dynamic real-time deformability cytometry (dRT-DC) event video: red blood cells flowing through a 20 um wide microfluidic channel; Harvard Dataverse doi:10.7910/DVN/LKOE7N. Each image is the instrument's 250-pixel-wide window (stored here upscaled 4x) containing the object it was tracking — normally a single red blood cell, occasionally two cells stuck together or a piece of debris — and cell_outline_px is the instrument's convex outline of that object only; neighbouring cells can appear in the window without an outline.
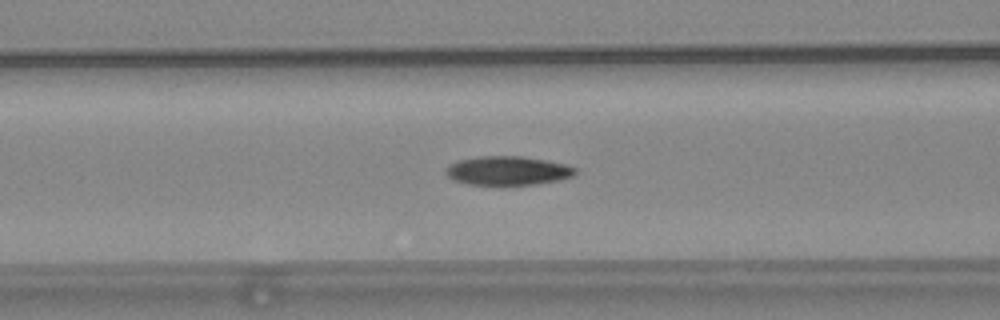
{"species": "common noctule bat (a hibernating species)", "species_latin": "Nyctalus noctula", "temperature_condition": "warm", "stored_images_in_passage": 39, "camera_frame_rate_fps": 3000, "um_per_image_px": 0.085, "animal": {"sex": "female", "body_mass_g": 24.6, "forearm_length_mm": 56.2}, "frame": {"image": 1, "passage_image": 6, "time_ms": 1.667, "image_size_px": [1000, 320], "cell_outline_px": [[580, 172], [572, 176], [560, 180], [536, 184], [468, 184], [452, 180], [444, 172], [448, 164], [460, 160], [480, 156], [520, 156], [544, 160], [564, 164], [576, 168]], "centroid_in_image_um": [43.15, 14.5], "position_along_channel_um": 123.4, "area_um2": 21.73}}
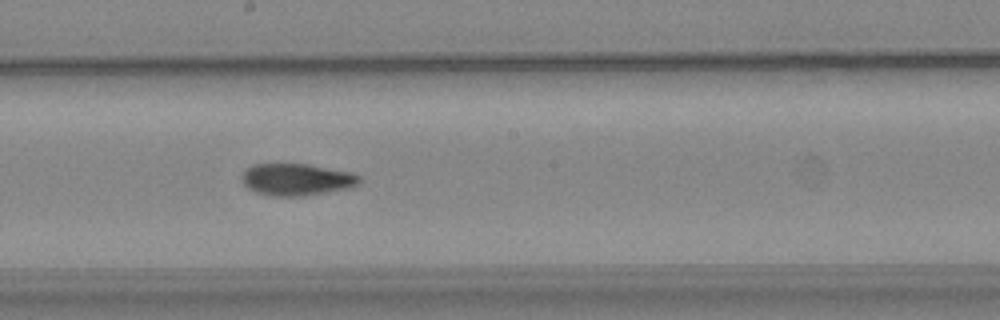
{"frame": {"image": 2, "passage_image": 14, "time_ms": 4.333, "image_size_px": [1000, 320], "cell_outline_px": [[364, 180], [348, 188], [304, 196], [272, 196], [256, 192], [248, 188], [244, 184], [240, 176], [252, 164], [308, 164], [352, 172], [360, 176]], "centroid_in_image_um": [25.22, 15.25], "position_along_channel_um": 223.0, "area_um2": 21.91}}
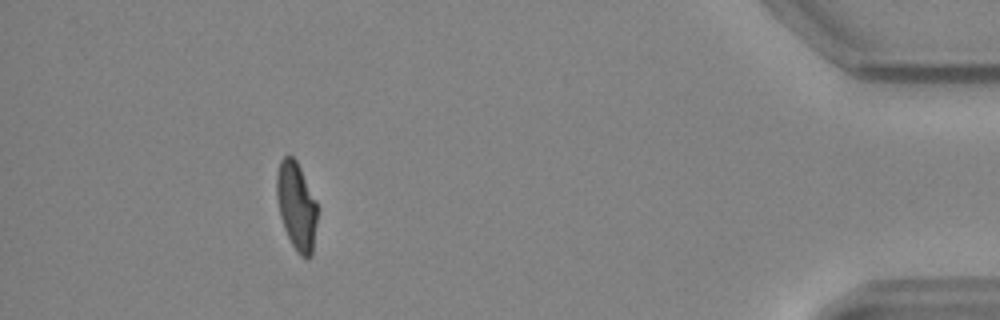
{"frame": {"image": 3, "passage_image": 34, "time_ms": 11.0, "image_size_px": [1000, 320], "cell_outline_px": [[316, 224], [312, 256], [300, 256], [296, 252], [284, 228], [280, 216], [276, 196], [276, 176], [280, 160], [284, 156], [292, 156], [296, 160], [316, 200]], "centroid_in_image_um": [25.18, 17.5], "position_along_channel_um": 410.0, "area_um2": 20.63}}